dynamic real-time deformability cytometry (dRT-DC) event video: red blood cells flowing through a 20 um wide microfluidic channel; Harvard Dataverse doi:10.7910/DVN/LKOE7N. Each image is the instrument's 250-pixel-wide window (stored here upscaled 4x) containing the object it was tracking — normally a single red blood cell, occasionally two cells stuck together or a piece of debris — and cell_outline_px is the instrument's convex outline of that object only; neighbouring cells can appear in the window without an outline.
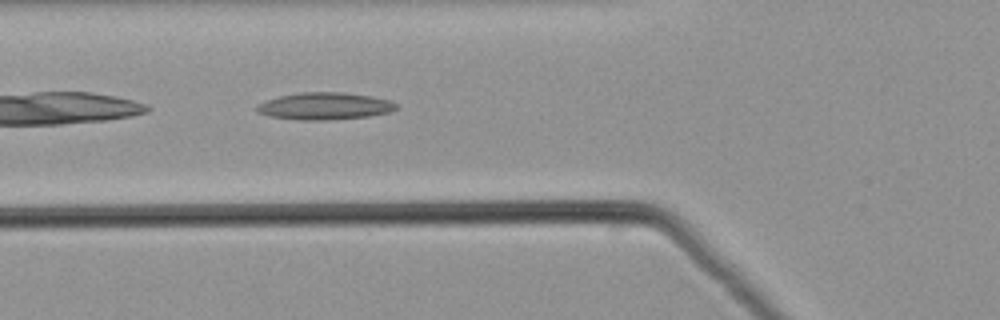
{"species": "common noctule bat (a hibernating species)", "species_latin": "Nyctalus noctula", "temperature_condition": "warm", "stored_images_in_passage": 35, "camera_frame_rate_fps": 3000, "um_per_image_px": 0.085, "animal": {"sex": "male", "body_mass_g": 21.5, "forearm_length_mm": 52.0}, "frame": {"image": 1, "passage_image": 3, "time_ms": 0.667, "image_size_px": [1000, 320], "cell_outline_px": [[396, 108], [392, 112], [368, 116], [328, 120], [304, 120], [268, 116], [256, 112], [256, 104], [264, 100], [280, 96], [300, 92], [344, 92], [372, 96], [392, 100], [396, 104]], "centroid_in_image_um": [27.59, 9.01], "position_along_channel_um": 98.2, "area_um2": 22.25}}
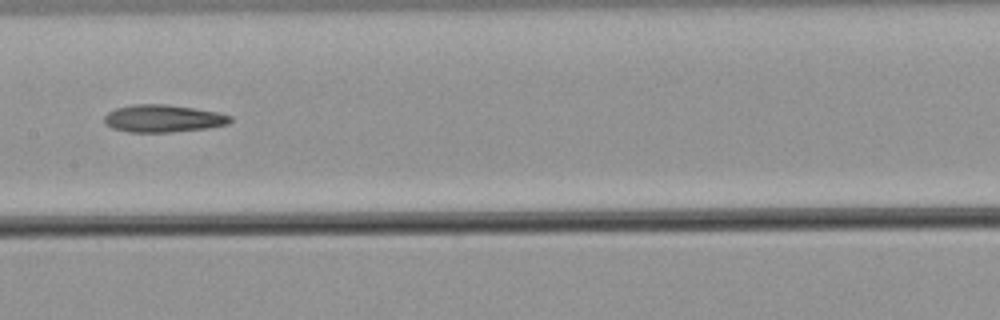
{"frame": {"image": 2, "passage_image": 10, "time_ms": 3.0, "image_size_px": [1000, 320], "cell_outline_px": [[232, 120], [228, 124], [208, 128], [172, 132], [128, 132], [112, 128], [104, 124], [104, 116], [108, 112], [116, 108], [132, 104], [164, 104], [192, 108], [216, 112], [232, 116]], "centroid_in_image_um": [13.83, 10.08], "position_along_channel_um": 193.6, "area_um2": 20.17}}
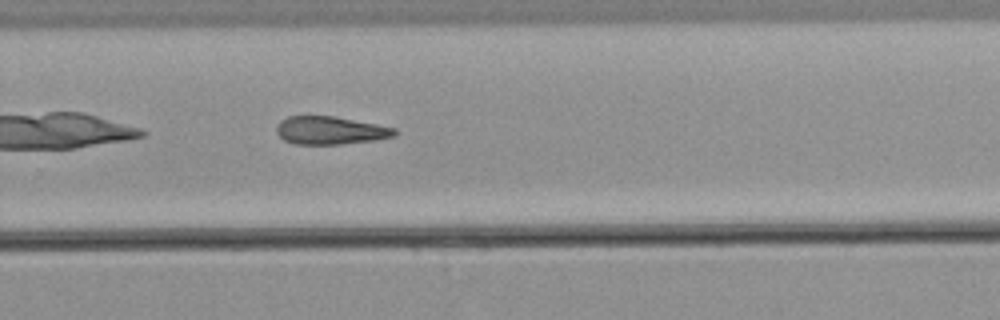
{"frame": {"image": 3, "passage_image": 18, "time_ms": 5.667, "image_size_px": [1000, 320], "cell_outline_px": [[396, 136], [376, 140], [340, 144], [296, 144], [284, 140], [276, 132], [276, 124], [280, 120], [288, 116], [308, 112], [332, 116], [376, 124], [396, 128]], "centroid_in_image_um": [28.0, 11.04], "position_along_channel_um": 301.8, "area_um2": 19.88}}